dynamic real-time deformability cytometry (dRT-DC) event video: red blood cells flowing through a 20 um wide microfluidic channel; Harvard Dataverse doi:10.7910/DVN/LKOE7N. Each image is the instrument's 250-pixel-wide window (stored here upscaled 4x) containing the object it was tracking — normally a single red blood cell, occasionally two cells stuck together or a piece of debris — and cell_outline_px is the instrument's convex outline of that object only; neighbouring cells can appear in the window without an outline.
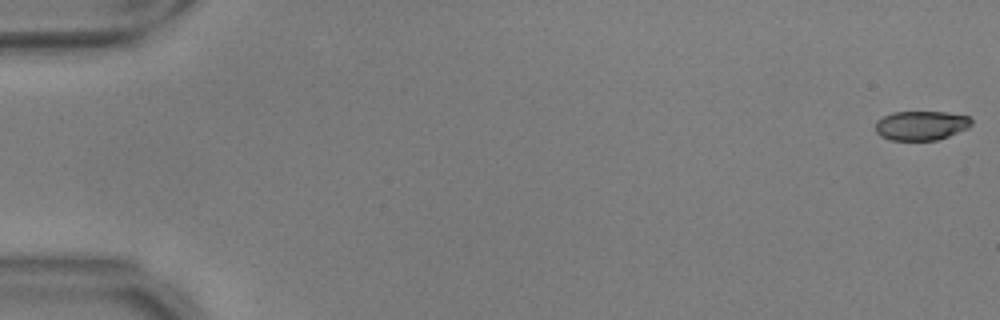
{"species": "common noctule bat (a hibernating species)", "species_latin": "Nyctalus noctula", "temperature_condition": "warm", "stored_images_in_passage": 55, "camera_frame_rate_fps": 3000, "um_per_image_px": 0.085, "animal": {"sex": "male", "body_mass_g": 17.9, "forearm_length_mm": 54.2}, "frame": {"image": 1, "passage_image": 1, "time_ms": 0.0, "image_size_px": [1000, 320], "cell_outline_px": [[972, 124], [968, 128], [948, 136], [936, 140], [892, 140], [880, 136], [876, 132], [876, 120], [892, 112], [944, 112], [968, 116], [972, 120]], "centroid_in_image_um": [78.28, 10.66], "position_along_channel_um": 6.7, "area_um2": 16.36}}
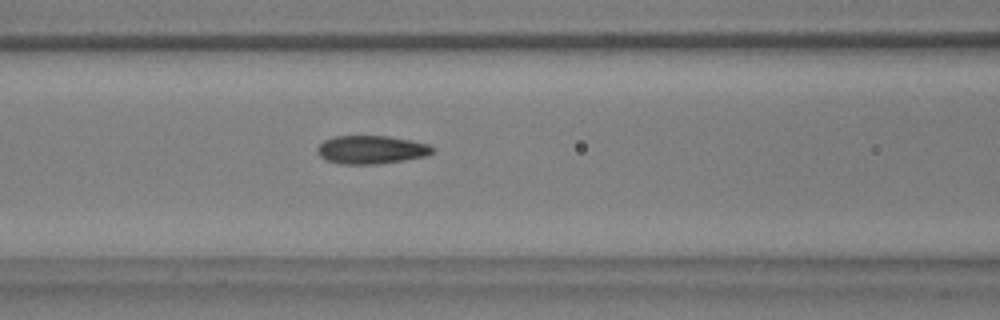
{"frame": {"image": 2, "passage_image": 24, "time_ms": 7.667, "image_size_px": [1000, 320], "cell_outline_px": [[436, 148], [432, 152], [424, 156], [404, 160], [376, 164], [340, 164], [324, 160], [316, 152], [316, 148], [324, 140], [332, 136], [388, 136], [412, 140], [432, 144]], "centroid_in_image_um": [31.55, 12.72], "position_along_channel_um": 135.1, "area_um2": 19.25}}
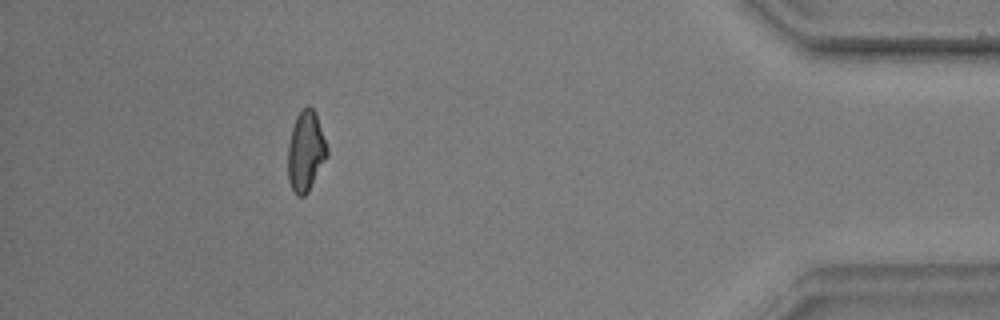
{"frame": {"image": 3, "passage_image": 50, "time_ms": 16.333, "image_size_px": [1000, 320], "cell_outline_px": [[328, 156], [308, 192], [304, 196], [296, 196], [288, 180], [288, 144], [292, 128], [296, 116], [308, 104], [316, 112], [328, 148]], "centroid_in_image_um": [26.0, 12.86], "position_along_channel_um": 409.2, "area_um2": 18.44}, "authors_computed_cell_mechanics": {"area_um2": 18.4382, "velocity_mm_per_s": 3.735, "shape_relaxation_time_tau1_ms": 7.0247, "shape_relaxation_time_tau2_ms": 1.5497, "deformation_change_tau1": 0.2194, "deformation_change_tau2": 0.0837}}